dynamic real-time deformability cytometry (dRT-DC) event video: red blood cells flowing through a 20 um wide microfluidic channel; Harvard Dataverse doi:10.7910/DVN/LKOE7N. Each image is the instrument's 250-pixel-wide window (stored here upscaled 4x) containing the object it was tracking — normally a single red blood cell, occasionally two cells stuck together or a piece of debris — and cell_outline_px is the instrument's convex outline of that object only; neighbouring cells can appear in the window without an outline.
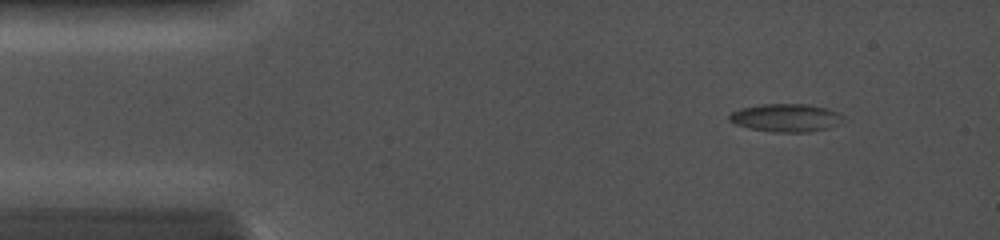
{"species": "common noctule bat (a hibernating species)", "species_latin": "Nyctalus noctula", "temperature_condition": "cold", "stored_images_in_passage": 32, "camera_frame_rate_fps": 5000, "um_per_image_px": 0.085, "animal": {"sex": "female", "body_mass_g": 19.0, "forearm_length_mm": 56.7}, "frame": {"image": 1, "passage_image": 1, "time_ms": 0.0, "image_size_px": [1000, 240], "cell_outline_px": [[844, 116], [840, 124], [828, 128], [808, 132], [772, 132], [748, 128], [736, 124], [728, 120], [728, 116], [732, 112], [740, 108], [760, 104], [808, 104], [828, 108], [840, 112]], "centroid_in_image_um": [66.82, 10.01], "position_along_channel_um": 18.2, "area_um2": 18.84}}
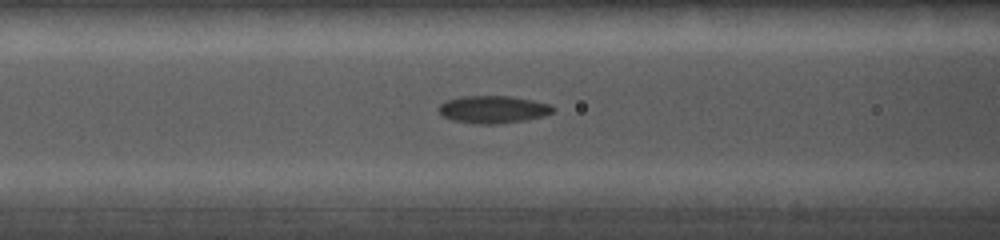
{"frame": {"image": 2, "passage_image": 13, "time_ms": 4.4, "image_size_px": [1000, 240], "cell_outline_px": [[556, 112], [544, 116], [528, 120], [500, 124], [480, 124], [452, 120], [444, 116], [440, 112], [440, 104], [444, 100], [460, 96], [512, 96], [552, 104], [556, 108]], "centroid_in_image_um": [41.99, 9.3], "position_along_channel_um": 124.6, "area_um2": 18.61}}
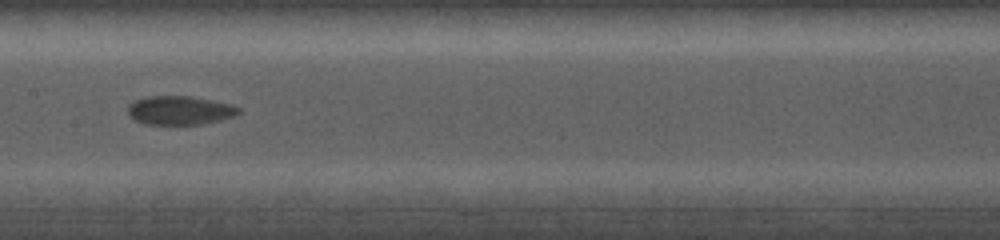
{"frame": {"image": 3, "passage_image": 17, "time_ms": 6.0, "image_size_px": [1000, 240], "cell_outline_px": [[240, 112], [236, 116], [204, 124], [144, 124], [128, 116], [128, 104], [136, 100], [148, 96], [192, 96], [232, 104], [240, 108]], "centroid_in_image_um": [15.3, 9.38], "position_along_channel_um": 192.1, "area_um2": 18.73}}